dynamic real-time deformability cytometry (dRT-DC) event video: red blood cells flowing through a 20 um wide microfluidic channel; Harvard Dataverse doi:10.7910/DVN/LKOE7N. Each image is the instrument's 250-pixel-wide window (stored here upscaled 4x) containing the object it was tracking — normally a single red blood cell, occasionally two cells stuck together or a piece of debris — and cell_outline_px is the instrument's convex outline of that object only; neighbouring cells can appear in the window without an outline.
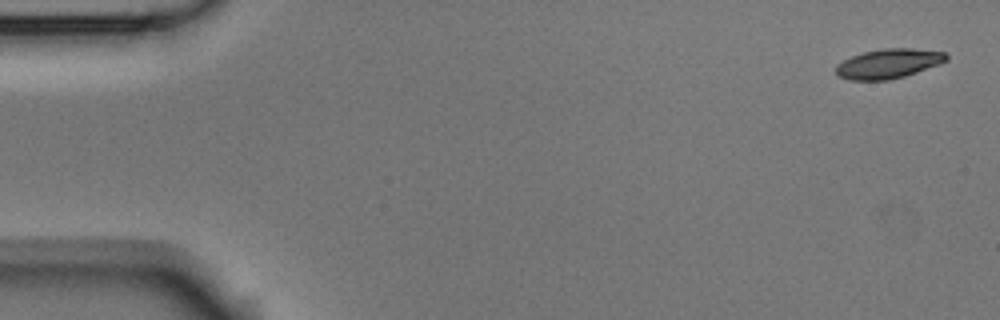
{"species": "Egyptian fruit bat (a non-hibernating species)", "species_latin": "Rousettus aegyptiacus", "temperature_condition": "room temperature", "stored_images_in_passage": 4, "camera_frame_rate_fps": 3000, "um_per_image_px": 0.085, "animal": {"sex": "male"}, "frame": {"image": 1, "passage_image": 1, "time_ms": 0.0, "image_size_px": [1000, 320], "cell_outline_px": [[948, 60], [940, 64], [904, 76], [888, 80], [848, 80], [840, 76], [836, 72], [836, 64], [852, 56], [864, 52], [884, 48], [912, 48], [944, 52], [948, 56]], "centroid_in_image_um": [75.53, 5.4], "position_along_channel_um": 9.5, "area_um2": 18.9}}